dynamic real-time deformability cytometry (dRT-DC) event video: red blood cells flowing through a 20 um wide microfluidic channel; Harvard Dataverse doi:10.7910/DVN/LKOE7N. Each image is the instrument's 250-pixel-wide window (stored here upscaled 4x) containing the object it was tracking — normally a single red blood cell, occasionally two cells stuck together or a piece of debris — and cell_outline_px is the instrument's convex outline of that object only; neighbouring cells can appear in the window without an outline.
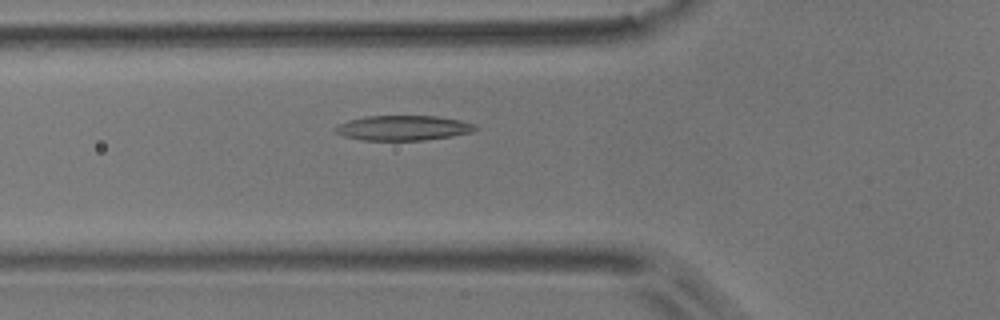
{"species": "common noctule bat (a hibernating species)", "species_latin": "Nyctalus noctula", "temperature_condition": "room temperature", "stored_images_in_passage": 38, "camera_frame_rate_fps": 3000, "um_per_image_px": 0.085, "animal": {"sex": "male", "body_mass_g": 17.9}, "frame": {"image": 1, "passage_image": 18, "time_ms": 5.667, "image_size_px": [1000, 320], "cell_outline_px": [[480, 128], [472, 132], [452, 136], [424, 140], [360, 140], [344, 136], [336, 132], [332, 128], [336, 124], [348, 120], [364, 116], [436, 116], [460, 120], [472, 124]], "centroid_in_image_um": [34.22, 10.87], "position_along_channel_um": 91.6, "area_um2": 20.46}}
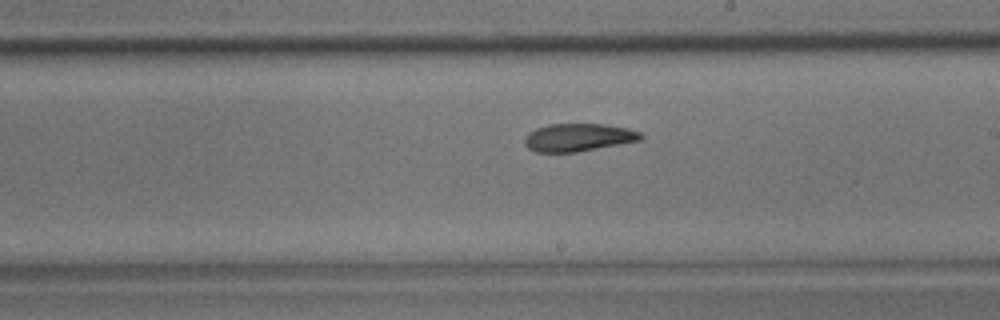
{"frame": {"image": 2, "passage_image": 30, "time_ms": 9.667, "image_size_px": [1000, 320], "cell_outline_px": [[644, 140], [576, 152], [536, 152], [528, 148], [524, 144], [524, 136], [528, 132], [536, 128], [548, 124], [604, 124], [628, 128], [640, 132], [644, 136]], "centroid_in_image_um": [49.16, 11.68], "position_along_channel_um": 239.8, "area_um2": 19.07}}
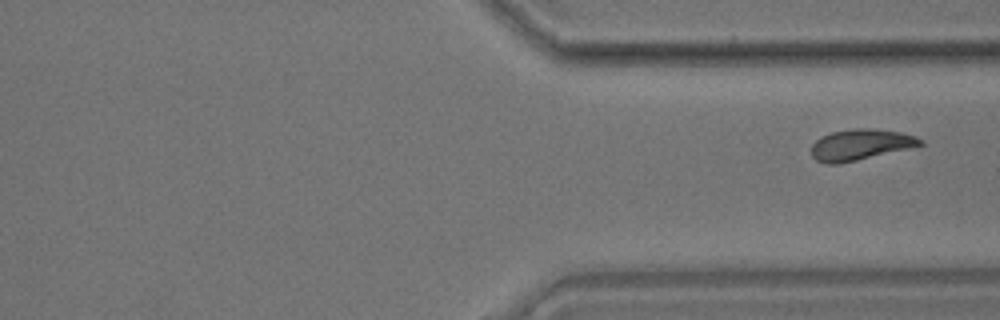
{"frame": {"image": 3, "passage_image": 38, "time_ms": 12.333, "image_size_px": [1000, 320], "cell_outline_px": [[924, 144], [908, 148], [856, 160], [836, 164], [824, 164], [816, 160], [812, 156], [812, 144], [816, 140], [832, 132], [852, 128], [872, 128], [900, 132], [916, 136], [924, 140]], "centroid_in_image_um": [73.13, 12.29], "position_along_channel_um": 338.3, "area_um2": 19.42}}